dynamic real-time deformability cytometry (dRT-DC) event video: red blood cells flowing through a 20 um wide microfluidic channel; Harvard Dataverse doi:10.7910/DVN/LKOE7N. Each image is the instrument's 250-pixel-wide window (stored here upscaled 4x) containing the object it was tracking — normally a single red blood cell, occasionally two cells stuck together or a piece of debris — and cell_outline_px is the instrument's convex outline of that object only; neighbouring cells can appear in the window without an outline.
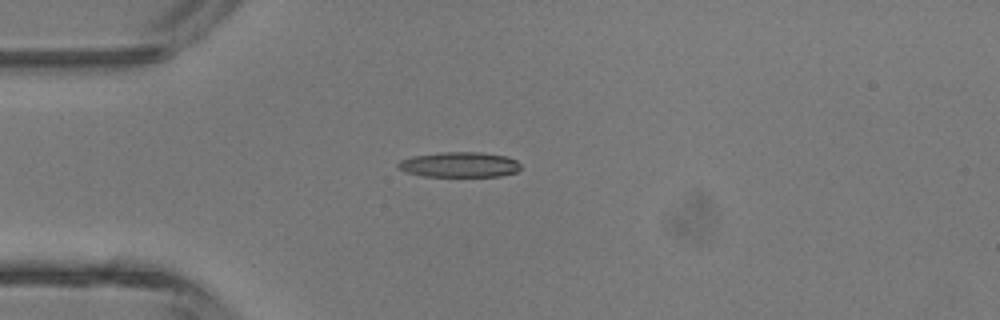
{"species": "common noctule bat (a hibernating species)", "species_latin": "Nyctalus noctula", "temperature_condition": "room temperature", "stored_images_in_passage": 4, "camera_frame_rate_fps": 3000, "um_per_image_px": 0.085, "animal": {"sex": "male", "body_mass_g": 13.3}, "frame": {"image": 1, "passage_image": 3, "time_ms": 2.667, "image_size_px": [1000, 320], "cell_outline_px": [[520, 168], [516, 172], [500, 176], [424, 176], [408, 172], [396, 168], [396, 164], [400, 160], [412, 156], [440, 152], [480, 152], [504, 156], [516, 160], [520, 164]], "centroid_in_image_um": [39.02, 13.99], "position_along_channel_um": 46.0, "area_um2": 17.98}}